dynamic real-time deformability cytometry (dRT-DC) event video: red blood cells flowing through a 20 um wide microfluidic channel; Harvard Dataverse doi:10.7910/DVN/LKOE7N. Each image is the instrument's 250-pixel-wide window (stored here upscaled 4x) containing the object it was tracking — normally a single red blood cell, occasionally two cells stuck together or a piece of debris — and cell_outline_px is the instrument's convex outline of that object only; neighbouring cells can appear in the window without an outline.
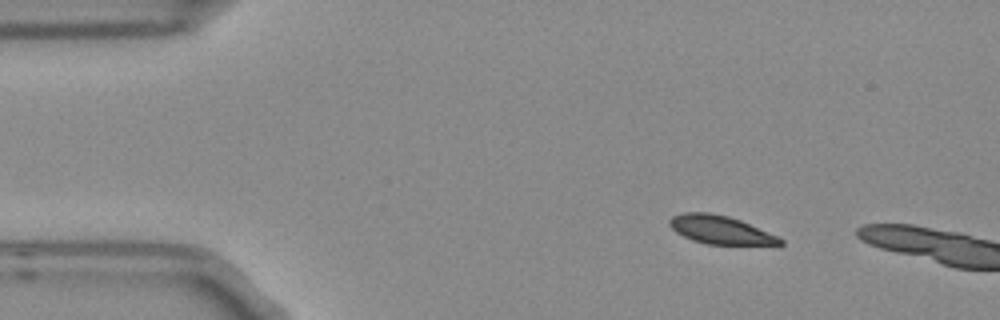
{"species": "Egyptian fruit bat (a non-hibernating species)", "species_latin": "Rousettus aegyptiacus", "temperature_condition": "room temperature", "stored_images_in_passage": 5, "camera_frame_rate_fps": 3000, "um_per_image_px": 0.085, "frame": {"image": 1, "passage_image": 2, "time_ms": 0.333, "image_size_px": [1000, 320], "cell_outline_px": [[784, 244], [708, 244], [692, 240], [676, 232], [668, 224], [668, 220], [672, 216], [680, 212], [712, 212], [728, 216], [740, 220], [776, 236], [784, 240]], "centroid_in_image_um": [61.15, 19.51], "position_along_channel_um": 23.8, "area_um2": 18.03}}